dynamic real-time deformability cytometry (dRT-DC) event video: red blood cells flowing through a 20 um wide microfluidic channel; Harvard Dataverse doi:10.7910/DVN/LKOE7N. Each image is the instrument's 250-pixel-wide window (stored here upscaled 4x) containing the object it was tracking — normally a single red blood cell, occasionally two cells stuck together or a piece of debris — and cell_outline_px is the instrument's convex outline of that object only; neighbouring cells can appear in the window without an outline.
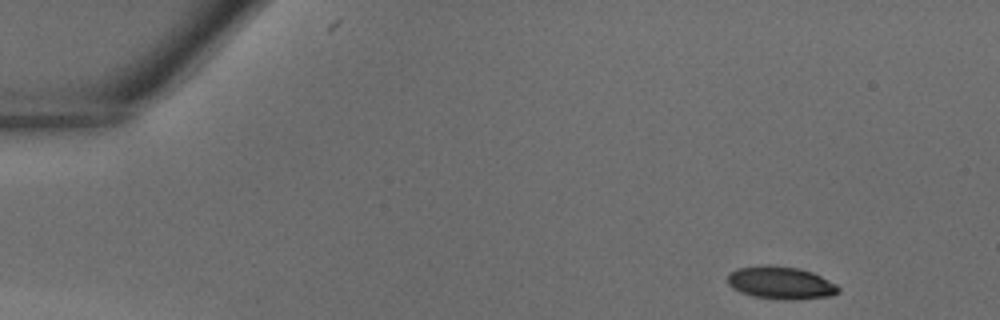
{"species": "common noctule bat (a hibernating species)", "species_latin": "Nyctalus noctula", "temperature_condition": "warm", "stored_images_in_passage": 38, "camera_frame_rate_fps": 3000, "um_per_image_px": 0.085, "animal": {"sex": "male", "body_mass_g": 18.8}, "frame": {"image": 1, "passage_image": 1, "time_ms": 0.0, "image_size_px": [1000, 320], "cell_outline_px": [[840, 292], [832, 296], [792, 300], [788, 300], [752, 296], [740, 292], [732, 288], [728, 284], [728, 272], [736, 268], [764, 264], [768, 264], [800, 268], [812, 272], [836, 284], [840, 288]], "centroid_in_image_um": [66.35, 24.03], "position_along_channel_um": 18.7, "area_um2": 21.39}}
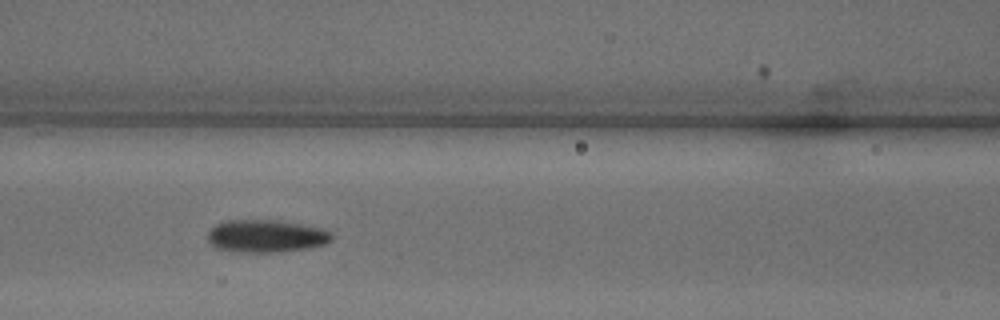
{"frame": {"image": 2, "passage_image": 15, "time_ms": 4.667, "image_size_px": [1000, 320], "cell_outline_px": [[332, 240], [324, 244], [308, 248], [280, 252], [232, 252], [216, 248], [208, 240], [208, 232], [216, 224], [228, 220], [272, 220], [300, 224], [324, 228], [332, 232]], "centroid_in_image_um": [22.62, 20.07], "position_along_channel_um": 144.0, "area_um2": 23.64}}
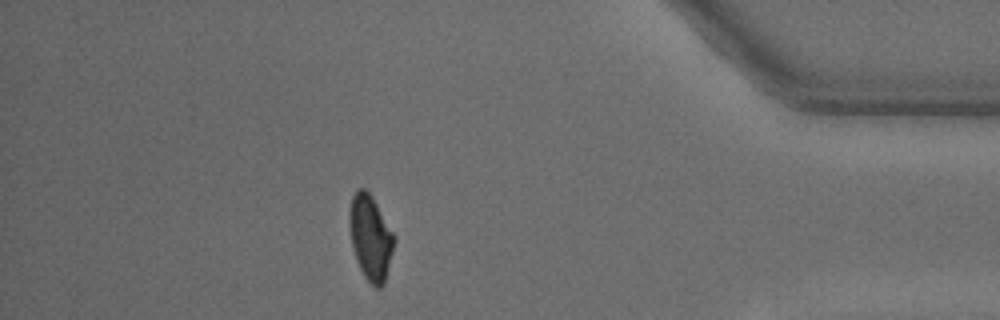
{"frame": {"image": 3, "passage_image": 33, "time_ms": 10.667, "image_size_px": [1000, 320], "cell_outline_px": [[396, 240], [384, 284], [380, 288], [376, 288], [364, 276], [356, 260], [352, 248], [348, 224], [348, 212], [352, 196], [360, 188], [364, 188], [372, 196], [396, 236]], "centroid_in_image_um": [31.49, 20.18], "position_along_channel_um": 403.7, "area_um2": 22.43}}